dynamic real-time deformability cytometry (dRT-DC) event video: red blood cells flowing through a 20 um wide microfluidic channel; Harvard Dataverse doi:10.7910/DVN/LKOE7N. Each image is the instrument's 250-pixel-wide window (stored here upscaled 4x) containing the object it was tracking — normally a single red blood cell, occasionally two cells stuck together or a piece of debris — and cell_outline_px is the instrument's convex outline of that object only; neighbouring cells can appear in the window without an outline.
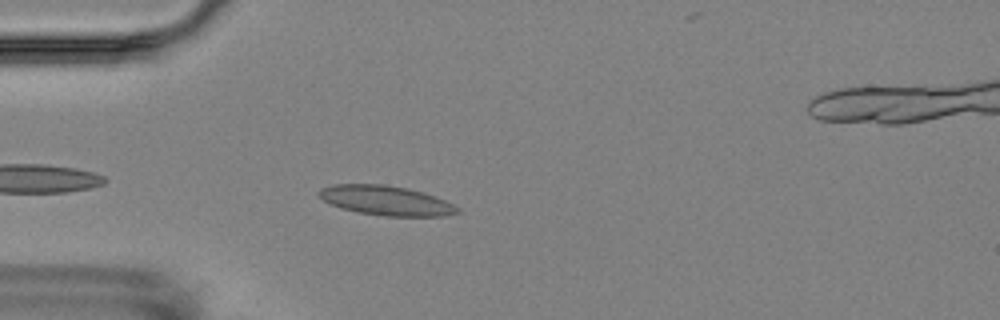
{"species": "Egyptian fruit bat (a non-hibernating species)", "species_latin": "Rousettus aegyptiacus", "temperature_condition": "room temperature", "stored_images_in_passage": 6, "camera_frame_rate_fps": 3000, "um_per_image_px": 0.085, "animal": {"sex": "female"}, "frame": {"image": 1, "passage_image": 5, "time_ms": 4.667, "image_size_px": [1000, 320], "cell_outline_px": [[460, 212], [444, 216], [384, 216], [360, 212], [340, 208], [324, 200], [316, 192], [320, 188], [332, 184], [384, 184], [424, 192], [436, 196], [460, 208]], "centroid_in_image_um": [32.81, 17.04], "position_along_channel_um": 52.2, "area_um2": 23.81}}